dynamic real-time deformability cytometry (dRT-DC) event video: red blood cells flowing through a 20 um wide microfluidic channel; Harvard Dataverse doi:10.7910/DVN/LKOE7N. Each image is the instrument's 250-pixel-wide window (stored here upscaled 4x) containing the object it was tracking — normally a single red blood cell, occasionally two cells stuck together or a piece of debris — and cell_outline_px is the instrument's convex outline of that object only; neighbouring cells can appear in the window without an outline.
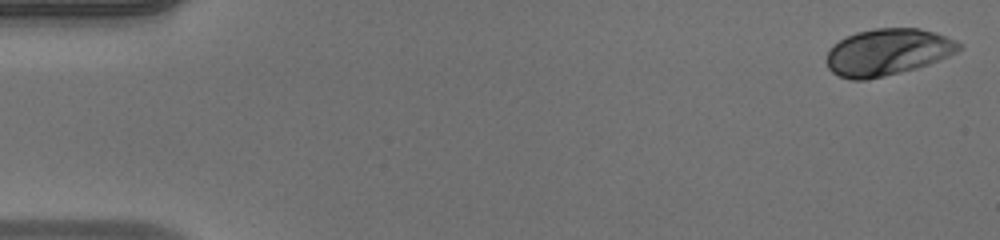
{"species": "human", "species_latin": "Homo sapiens", "temperature_condition": "warm", "stored_images_in_passage": 9, "camera_frame_rate_fps": 3000, "um_per_image_px": 0.085, "donor": {"sex": "male"}, "frame": {"image": 1, "passage_image": 1, "time_ms": 0.0, "image_size_px": [1000, 240], "cell_outline_px": [[964, 44], [956, 52], [948, 56], [928, 64], [916, 68], [868, 80], [852, 80], [840, 76], [832, 72], [828, 68], [824, 60], [828, 48], [832, 44], [856, 32], [872, 28], [920, 28], [936, 32], [956, 40]], "centroid_in_image_um": [75.41, 4.42], "position_along_channel_um": 9.6, "area_um2": 36.36}}